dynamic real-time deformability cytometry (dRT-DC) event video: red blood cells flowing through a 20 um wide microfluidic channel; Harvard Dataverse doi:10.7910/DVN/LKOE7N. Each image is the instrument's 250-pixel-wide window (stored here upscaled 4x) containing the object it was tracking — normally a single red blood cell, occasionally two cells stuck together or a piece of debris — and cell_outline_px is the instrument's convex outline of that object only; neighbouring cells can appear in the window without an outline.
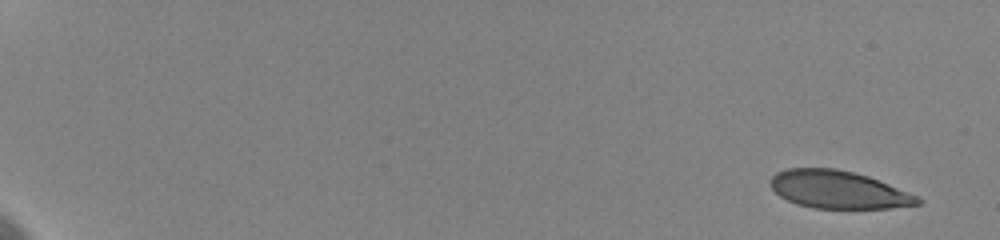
{"species": "human", "species_latin": "Homo sapiens", "temperature_condition": "cold", "stored_images_in_passage": 43, "segment_of_instrument_passage": [1, 2], "camera_frame_rate_fps": 3000, "um_per_image_px": 0.085, "donor": {"sex": "female"}, "frame": {"image": 1, "passage_image": 1, "time_ms": 0.0, "image_size_px": [1000, 240], "cell_outline_px": [[924, 200], [920, 204], [888, 208], [812, 208], [796, 204], [780, 196], [772, 188], [768, 180], [776, 172], [788, 168], [836, 168], [868, 176], [920, 196]], "centroid_in_image_um": [71.26, 16.12], "position_along_channel_um": 13.7, "area_um2": 32.48}}
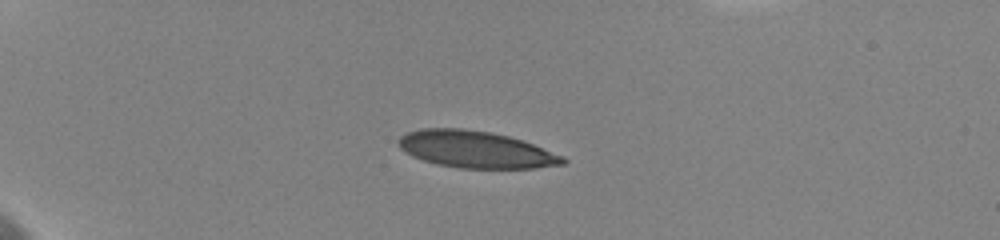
{"frame": {"image": 2, "passage_image": 9, "time_ms": 4.667, "image_size_px": [1000, 240], "cell_outline_px": [[568, 160], [564, 164], [536, 168], [460, 168], [436, 164], [412, 156], [404, 152], [400, 148], [396, 140], [400, 136], [408, 132], [420, 128], [464, 128], [488, 132], [508, 136], [532, 144], [564, 156]], "centroid_in_image_um": [40.4, 12.7], "position_along_channel_um": 44.6, "area_um2": 35.32}}
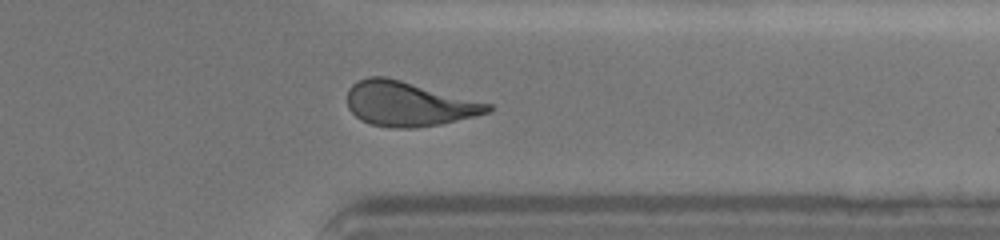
{"frame": {"image": 3, "passage_image": 36, "time_ms": 15.333, "image_size_px": [1000, 240], "cell_outline_px": [[492, 108], [488, 112], [476, 116], [440, 124], [416, 128], [392, 128], [372, 124], [360, 120], [348, 108], [348, 88], [352, 84], [368, 76], [384, 76], [400, 80], [492, 104]], "centroid_in_image_um": [34.71, 8.84], "position_along_channel_um": 376.7, "area_um2": 36.3}}